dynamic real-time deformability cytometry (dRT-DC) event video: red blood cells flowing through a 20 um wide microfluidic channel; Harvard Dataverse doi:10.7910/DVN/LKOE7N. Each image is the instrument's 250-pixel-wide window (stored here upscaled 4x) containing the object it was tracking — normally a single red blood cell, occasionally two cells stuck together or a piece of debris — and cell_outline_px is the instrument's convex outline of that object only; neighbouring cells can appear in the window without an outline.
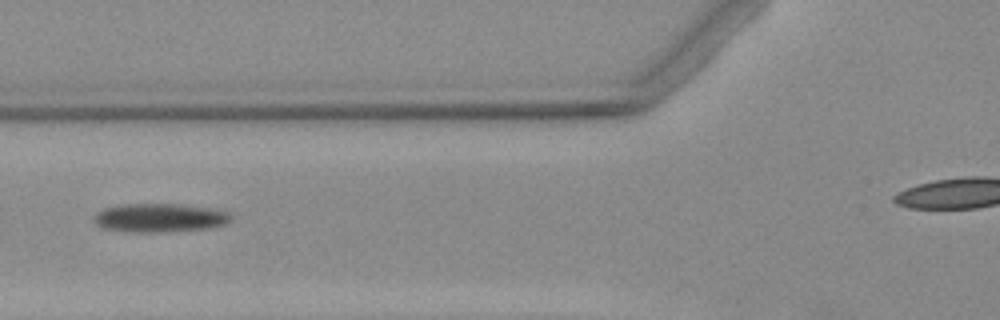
{"species": "Egyptian fruit bat (a non-hibernating species)", "species_latin": "Rousettus aegyptiacus", "temperature_condition": "warm", "stored_images_in_passage": 11, "camera_frame_rate_fps": 3000, "um_per_image_px": 0.085, "animal": {"sex": "female"}, "frame": {"image": 1, "passage_image": 2, "time_ms": 1.333, "image_size_px": [1000, 320], "cell_outline_px": [[232, 220], [224, 224], [212, 228], [164, 232], [132, 232], [100, 228], [92, 220], [92, 216], [96, 212], [104, 208], [120, 204], [180, 204], [208, 208], [228, 212], [232, 216]], "centroid_in_image_um": [13.52, 18.52], "position_along_channel_um": 112.3, "area_um2": 23.18}}
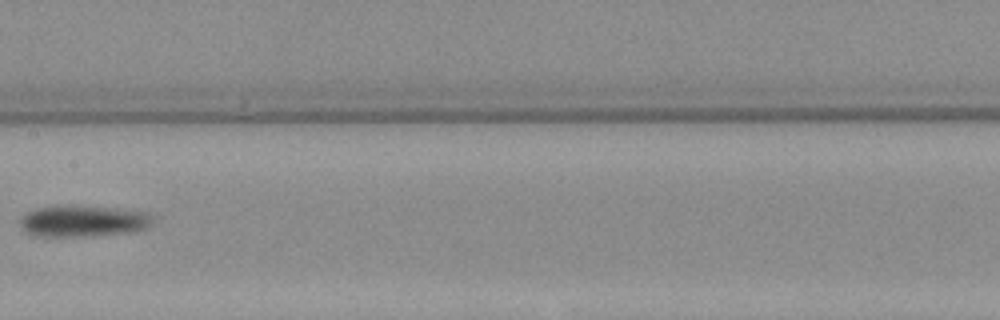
{"frame": {"image": 2, "passage_image": 4, "time_ms": 3.667, "image_size_px": [1000, 320], "cell_outline_px": [[148, 224], [144, 228], [132, 232], [84, 236], [52, 236], [28, 232], [24, 228], [20, 220], [28, 212], [36, 208], [56, 204], [104, 208], [148, 212]], "centroid_in_image_um": [7.01, 18.77], "position_along_channel_um": 200.4, "area_um2": 23.29}}
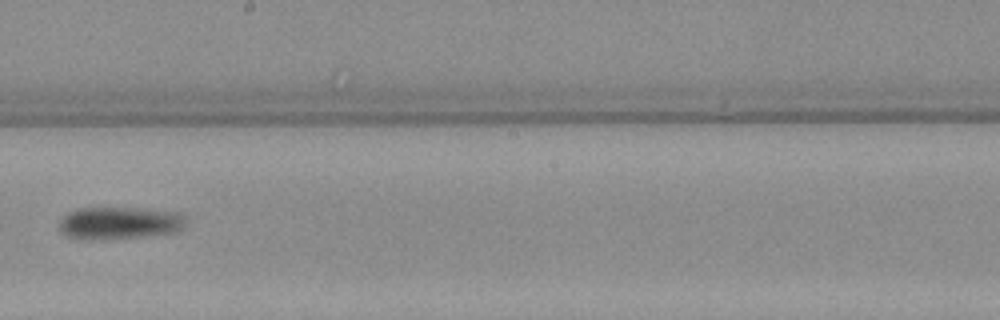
{"frame": {"image": 3, "passage_image": 5, "time_ms": 4.667, "image_size_px": [1000, 320], "cell_outline_px": [[184, 228], [176, 232], [100, 240], [88, 240], [68, 236], [60, 228], [60, 220], [68, 212], [80, 208], [128, 208], [172, 212], [184, 216]], "centroid_in_image_um": [10.11, 18.96], "position_along_channel_um": 238.1, "area_um2": 23.35}}